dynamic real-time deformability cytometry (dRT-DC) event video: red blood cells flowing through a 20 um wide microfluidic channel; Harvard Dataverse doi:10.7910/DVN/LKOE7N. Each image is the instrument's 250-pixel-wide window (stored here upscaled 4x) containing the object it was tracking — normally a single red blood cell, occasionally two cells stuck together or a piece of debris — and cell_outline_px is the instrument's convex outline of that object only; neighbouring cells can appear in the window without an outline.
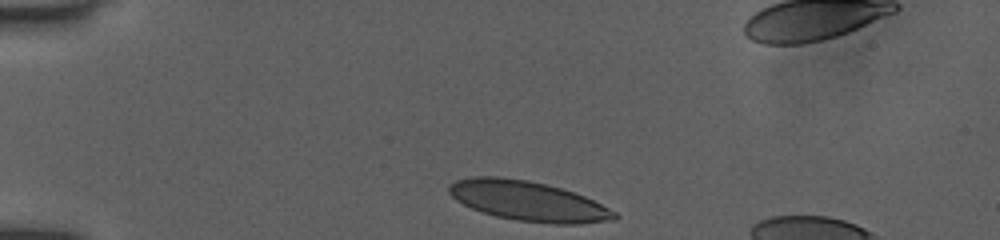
{"species": "human", "species_latin": "Homo sapiens", "temperature_condition": "room temperature", "stored_images_in_passage": 10, "camera_frame_rate_fps": 3000, "um_per_image_px": 0.085, "donor": {"sex": "female"}, "frame": {"image": 1, "passage_image": 1, "time_ms": 0.0, "image_size_px": [1000, 240], "cell_outline_px": [[620, 216], [616, 220], [580, 224], [552, 224], [516, 220], [496, 216], [472, 208], [456, 200], [448, 192], [448, 184], [456, 180], [472, 176], [500, 176], [528, 180], [560, 188], [584, 196], [616, 212]], "centroid_in_image_um": [44.88, 17.09], "position_along_channel_um": 40.1, "area_um2": 38.38}}